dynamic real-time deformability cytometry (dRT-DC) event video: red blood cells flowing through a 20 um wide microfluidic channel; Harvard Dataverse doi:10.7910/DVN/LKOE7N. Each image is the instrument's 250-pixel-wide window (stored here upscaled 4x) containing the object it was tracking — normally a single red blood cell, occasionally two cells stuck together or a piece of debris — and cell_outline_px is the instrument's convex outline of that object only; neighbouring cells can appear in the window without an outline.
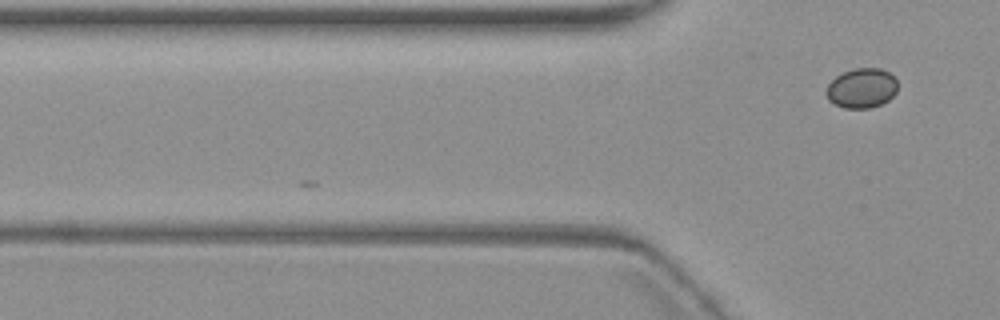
{"species": "common noctule bat (a hibernating species)", "species_latin": "Nyctalus noctula", "temperature_condition": "warm", "stored_images_in_passage": 3, "camera_frame_rate_fps": 3000, "um_per_image_px": 0.085, "animal": {"sex": "female", "body_mass_g": 19.3, "forearm_length_mm": 54.1}, "frame": {"image": 1, "passage_image": 3, "time_ms": 2.333, "image_size_px": [1000, 320], "cell_outline_px": [[896, 92], [888, 100], [880, 104], [868, 108], [844, 108], [828, 100], [824, 92], [828, 84], [836, 76], [852, 68], [880, 68], [888, 72], [896, 80]], "centroid_in_image_um": [73.21, 7.49], "position_along_channel_um": 52.6, "area_um2": 16.47}}